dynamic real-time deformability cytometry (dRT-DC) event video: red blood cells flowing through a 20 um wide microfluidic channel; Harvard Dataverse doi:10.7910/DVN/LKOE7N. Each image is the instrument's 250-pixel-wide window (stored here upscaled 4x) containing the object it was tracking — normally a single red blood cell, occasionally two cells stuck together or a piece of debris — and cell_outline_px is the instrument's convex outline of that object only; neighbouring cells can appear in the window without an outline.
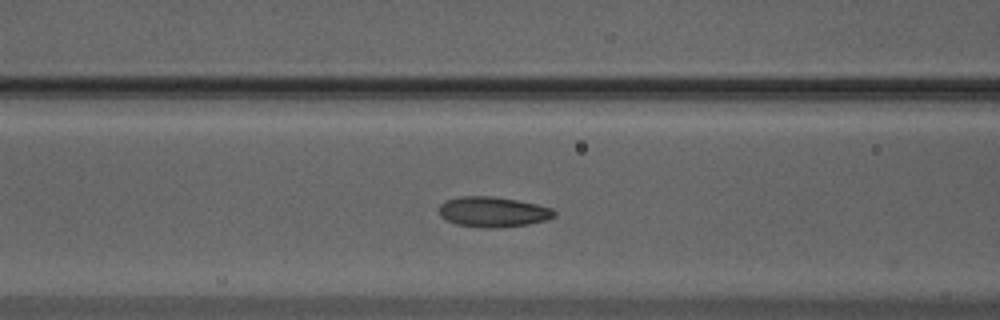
{"species": "Egyptian fruit bat (a non-hibernating species)", "species_latin": "Rousettus aegyptiacus", "temperature_condition": "warm", "stored_images_in_passage": 49, "camera_frame_rate_fps": 3000, "um_per_image_px": 0.085, "animal": {"sex": "male"}, "frame": {"image": 1, "passage_image": 19, "time_ms": 6.0, "image_size_px": [1000, 320], "cell_outline_px": [[556, 216], [544, 220], [528, 224], [500, 228], [484, 228], [456, 224], [440, 216], [440, 204], [448, 200], [460, 196], [496, 196], [536, 204], [552, 208], [556, 212]], "centroid_in_image_um": [41.92, 18.01], "position_along_channel_um": 124.7, "area_um2": 20.29}}
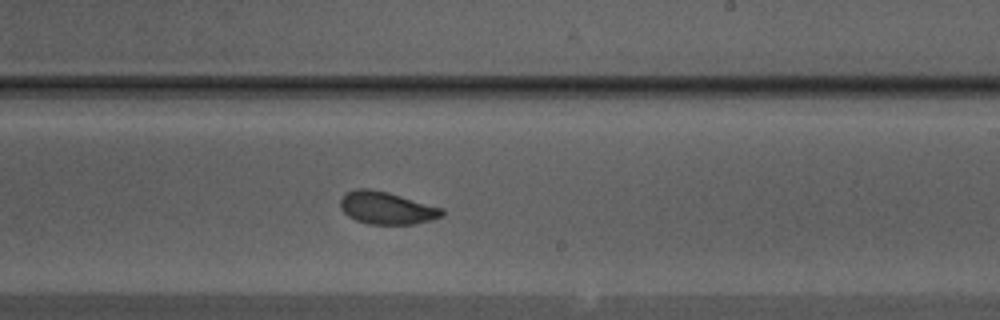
{"frame": {"image": 2, "passage_image": 29, "time_ms": 9.333, "image_size_px": [1000, 320], "cell_outline_px": [[444, 216], [432, 220], [416, 224], [368, 224], [356, 220], [348, 216], [340, 208], [340, 200], [348, 192], [356, 188], [368, 188], [388, 192], [444, 208]], "centroid_in_image_um": [32.9, 17.68], "position_along_channel_um": 256.1, "area_um2": 19.36}}
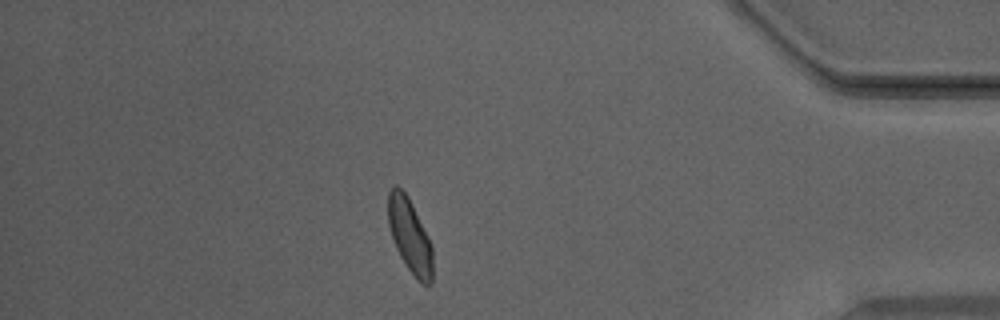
{"frame": {"image": 3, "passage_image": 43, "time_ms": 14.0, "image_size_px": [1000, 320], "cell_outline_px": [[432, 284], [420, 284], [416, 280], [400, 256], [396, 248], [388, 224], [388, 192], [396, 184], [408, 196], [432, 244]], "centroid_in_image_um": [34.84, 20.06], "position_along_channel_um": 400.4, "area_um2": 19.19}, "authors_computed_cell_mechanics": {"area_um2": 19.1318, "velocity_mm_per_s": 3.9484, "shape_relaxation_time_tau1_ms": 4.0719, "shape_relaxation_time_tau2_ms": 0.9321, "deformation_change_tau1": 0.1134, "deformation_change_tau2": 0.0503}}